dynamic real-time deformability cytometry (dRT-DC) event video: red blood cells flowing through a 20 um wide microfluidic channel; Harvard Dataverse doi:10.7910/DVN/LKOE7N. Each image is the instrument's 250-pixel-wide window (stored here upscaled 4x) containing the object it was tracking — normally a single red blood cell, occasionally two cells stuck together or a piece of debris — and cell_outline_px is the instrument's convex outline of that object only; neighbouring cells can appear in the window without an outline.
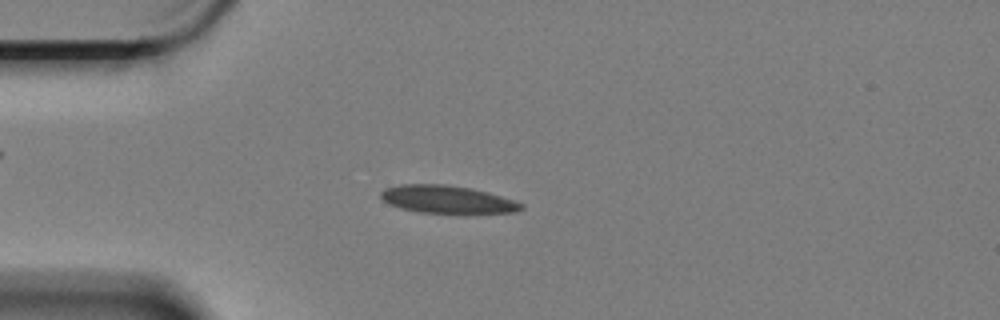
{"species": "Egyptian fruit bat (a non-hibernating species)", "species_latin": "Rousettus aegyptiacus", "temperature_condition": "cold", "stored_images_in_passage": 18, "camera_frame_rate_fps": 3000, "um_per_image_px": 0.085, "animal": {"sex": "female"}, "frame": {"image": 1, "passage_image": 15, "time_ms": 4.667, "image_size_px": [1000, 320], "cell_outline_px": [[524, 208], [516, 212], [420, 212], [400, 208], [388, 204], [380, 196], [380, 192], [384, 188], [400, 184], [448, 184], [472, 188], [488, 192], [524, 204]], "centroid_in_image_um": [37.96, 16.92], "position_along_channel_um": 47.0, "area_um2": 22.43}}